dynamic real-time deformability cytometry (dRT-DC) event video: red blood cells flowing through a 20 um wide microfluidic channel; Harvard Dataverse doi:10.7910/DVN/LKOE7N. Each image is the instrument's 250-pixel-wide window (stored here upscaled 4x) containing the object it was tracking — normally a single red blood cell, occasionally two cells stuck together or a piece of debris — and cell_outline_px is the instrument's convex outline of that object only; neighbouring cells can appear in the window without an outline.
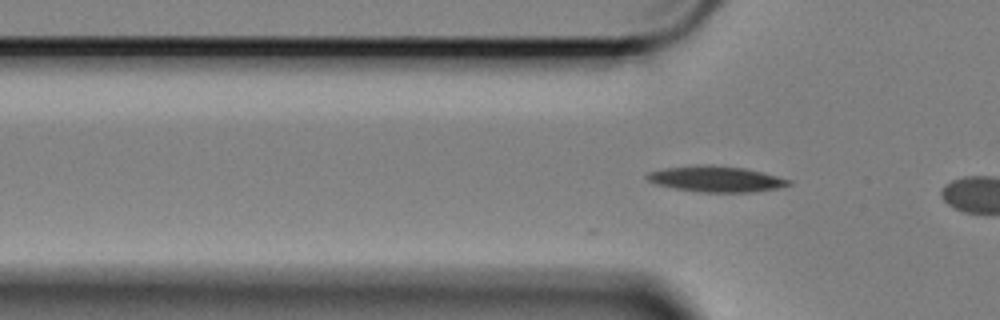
{"species": "Egyptian fruit bat (a non-hibernating species)", "species_latin": "Rousettus aegyptiacus", "temperature_condition": "cold", "stored_images_in_passage": 7, "camera_frame_rate_fps": 3000, "um_per_image_px": 0.085, "animal": {"sex": "female"}, "frame": {"image": 1, "passage_image": 7, "time_ms": 2.0, "image_size_px": [1000, 320], "cell_outline_px": [[792, 184], [776, 188], [752, 192], [696, 192], [656, 184], [648, 180], [644, 176], [648, 172], [664, 168], [744, 168], [792, 180]], "centroid_in_image_um": [60.89, 15.27], "position_along_channel_um": 64.9, "area_um2": 20.0}}